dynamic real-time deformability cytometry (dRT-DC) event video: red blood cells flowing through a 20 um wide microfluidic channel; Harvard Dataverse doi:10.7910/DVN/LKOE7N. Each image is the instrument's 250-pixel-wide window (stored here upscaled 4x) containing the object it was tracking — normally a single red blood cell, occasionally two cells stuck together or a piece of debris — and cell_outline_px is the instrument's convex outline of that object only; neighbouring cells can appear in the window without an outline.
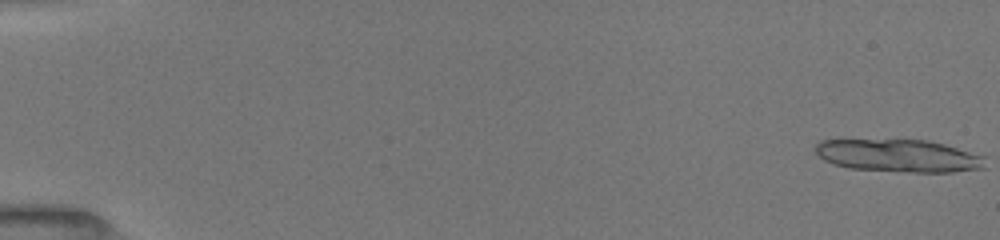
{"species": "common noctule bat (a hibernating species)", "species_latin": "Nyctalus noctula", "temperature_condition": "room temperature", "stored_images_in_passage": 25, "camera_frame_rate_fps": 3000, "um_per_image_px": 0.085, "animal": {"sex": "female", "body_mass_g": 19.5, "forearm_length_mm": 54.1}, "frame": {"image": 1, "passage_image": 1, "time_ms": 0.0, "image_size_px": [1000, 240], "cell_outline_px": [[984, 168], [952, 172], [896, 172], [848, 168], [824, 160], [816, 152], [816, 144], [820, 140], [928, 140], [944, 144], [984, 156]], "centroid_in_image_um": [76.38, 13.24], "position_along_channel_um": 8.6, "area_um2": 32.19}}
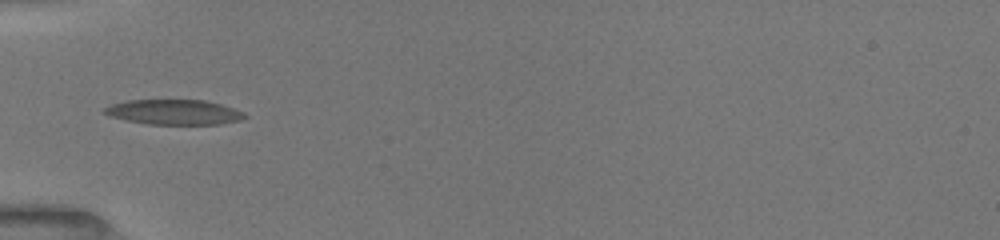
{"frame": {"image": 2, "passage_image": 13, "time_ms": 6.0, "image_size_px": [1000, 240], "cell_outline_px": [[248, 116], [240, 120], [220, 124], [148, 124], [108, 116], [100, 112], [104, 108], [112, 104], [128, 100], [204, 100], [220, 104], [244, 112]], "centroid_in_image_um": [14.77, 9.53], "position_along_channel_um": 70.2, "area_um2": 20.4}}